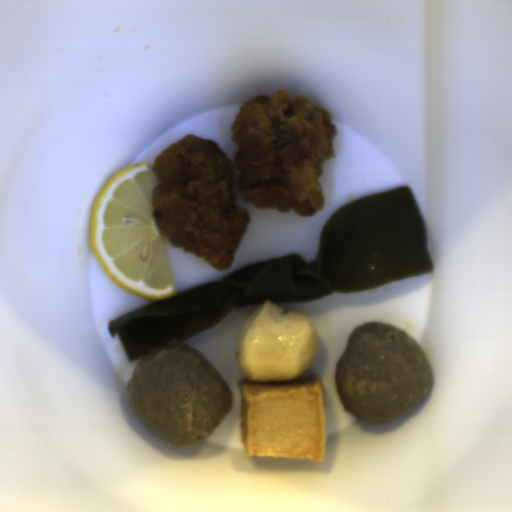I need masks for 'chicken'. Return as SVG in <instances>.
<instances>
[{
    "mask_svg": "<svg viewBox=\"0 0 512 512\" xmlns=\"http://www.w3.org/2000/svg\"><path fill=\"white\" fill-rule=\"evenodd\" d=\"M230 131L238 145L232 160L213 139L193 133L154 157L151 212L171 246L182 247L226 270L247 226L245 203L304 218L324 208L321 164L336 157L337 126L309 97L291 98L289 88L259 93L240 105Z\"/></svg>",
    "mask_w": 512,
    "mask_h": 512,
    "instance_id": "obj_1",
    "label": "chicken"
}]
</instances>
